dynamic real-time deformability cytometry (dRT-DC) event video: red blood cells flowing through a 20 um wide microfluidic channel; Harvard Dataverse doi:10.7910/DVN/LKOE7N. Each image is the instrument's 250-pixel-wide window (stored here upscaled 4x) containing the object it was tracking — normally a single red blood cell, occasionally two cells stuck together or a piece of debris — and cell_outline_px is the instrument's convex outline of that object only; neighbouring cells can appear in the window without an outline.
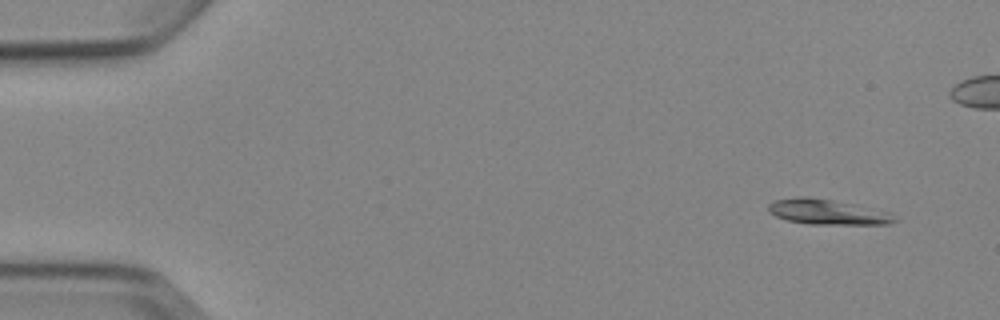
{"species": "Egyptian fruit bat (a non-hibernating species)", "species_latin": "Rousettus aegyptiacus", "temperature_condition": "cold", "stored_images_in_passage": 5, "camera_frame_rate_fps": 3000, "um_per_image_px": 0.085, "animal": {"sex": "female"}, "frame": {"image": 1, "passage_image": 1, "time_ms": 0.0, "image_size_px": [1000, 320], "cell_outline_px": [[900, 220], [888, 224], [808, 224], [784, 220], [768, 212], [768, 204], [776, 200], [796, 196], [808, 196], [856, 204], [892, 212]], "centroid_in_image_um": [70.37, 18.01], "position_along_channel_um": 14.6, "area_um2": 18.96}}
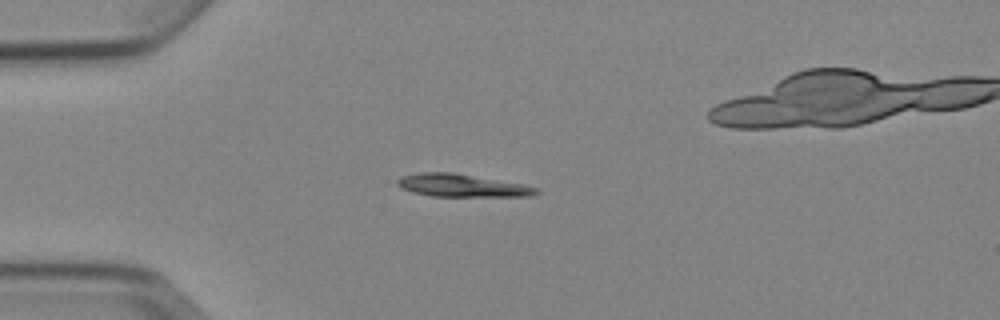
{"frame": {"image": 2, "passage_image": 4, "time_ms": 3.333, "image_size_px": [1000, 320], "cell_outline_px": [[540, 192], [532, 196], [432, 196], [412, 192], [400, 188], [396, 184], [396, 180], [400, 176], [420, 172], [452, 172], [524, 184], [536, 188]], "centroid_in_image_um": [39.21, 15.76], "position_along_channel_um": 45.8, "area_um2": 18.44}}